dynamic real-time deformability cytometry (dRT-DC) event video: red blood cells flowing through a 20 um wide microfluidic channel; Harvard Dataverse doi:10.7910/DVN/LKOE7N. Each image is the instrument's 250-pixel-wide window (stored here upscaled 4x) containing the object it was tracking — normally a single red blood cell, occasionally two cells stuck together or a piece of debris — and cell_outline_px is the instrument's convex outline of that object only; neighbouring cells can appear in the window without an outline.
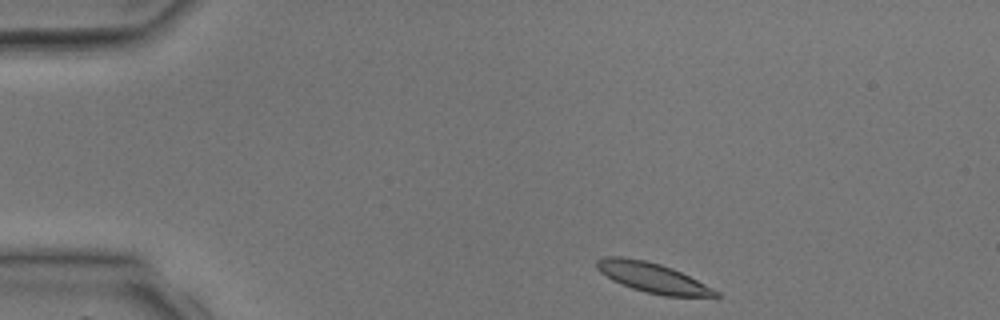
{"species": "common noctule bat (a hibernating species)", "species_latin": "Nyctalus noctula", "temperature_condition": "room temperature", "stored_images_in_passage": 2, "camera_frame_rate_fps": 3000, "um_per_image_px": 0.085, "animal": {"sex": "male", "body_mass_g": 17.9, "forearm_length_mm": 54.2}, "frame": {"image": 1, "passage_image": 1, "time_ms": 0.0, "image_size_px": [1000, 320], "cell_outline_px": [[720, 296], [664, 296], [644, 292], [632, 288], [612, 280], [600, 272], [596, 268], [596, 260], [604, 256], [620, 256], [644, 260], [660, 264], [672, 268], [720, 292]], "centroid_in_image_um": [55.41, 23.59], "position_along_channel_um": 29.6, "area_um2": 20.46}}
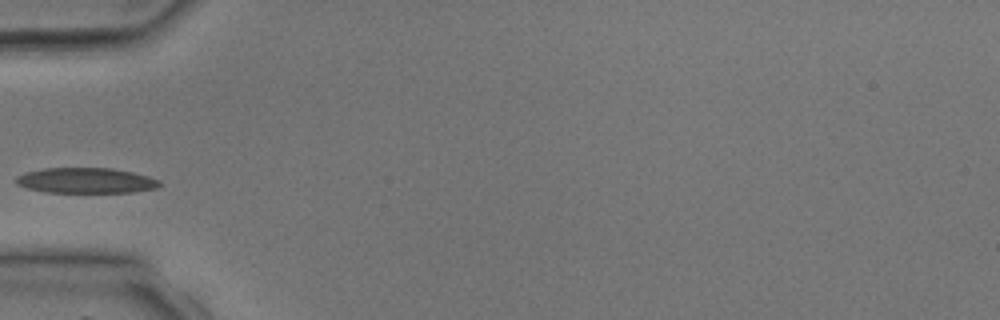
{"frame": {"image": 2, "passage_image": 2, "time_ms": 2.333, "image_size_px": [1000, 320], "cell_outline_px": [[160, 184], [156, 188], [132, 192], [48, 192], [28, 188], [16, 184], [16, 176], [24, 172], [44, 168], [112, 168], [132, 172], [148, 176], [160, 180]], "centroid_in_image_um": [7.29, 15.33], "position_along_channel_um": 77.7, "area_um2": 21.15}}